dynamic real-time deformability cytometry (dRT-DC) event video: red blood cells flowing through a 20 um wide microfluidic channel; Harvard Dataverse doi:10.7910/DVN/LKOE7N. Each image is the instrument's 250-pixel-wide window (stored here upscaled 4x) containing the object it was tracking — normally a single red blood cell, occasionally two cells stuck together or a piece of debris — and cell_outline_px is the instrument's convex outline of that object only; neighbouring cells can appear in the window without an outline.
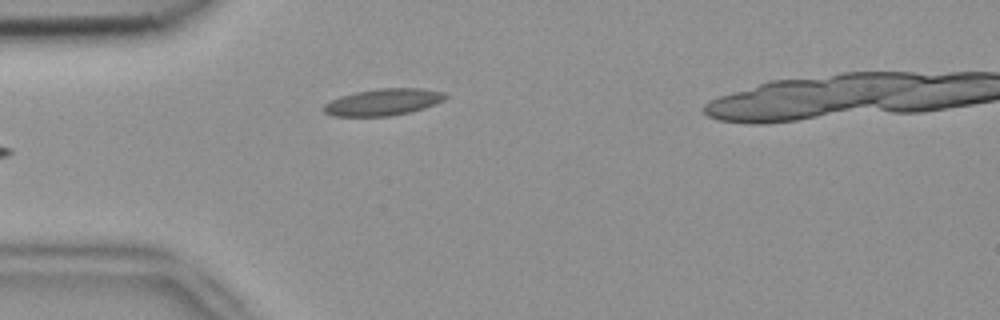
{"species": "common noctule bat (a hibernating species)", "species_latin": "Nyctalus noctula", "temperature_condition": "room temperature", "stored_images_in_passage": 2, "camera_frame_rate_fps": 3000, "um_per_image_px": 0.085, "animal": {"sex": "female", "body_mass_g": 18.4}, "frame": {"image": 1, "passage_image": 1, "time_ms": 0.0, "image_size_px": [1000, 320], "cell_outline_px": [[448, 96], [444, 100], [436, 104], [412, 112], [388, 116], [332, 116], [324, 112], [320, 108], [324, 104], [340, 96], [356, 92], [380, 88], [424, 88], [444, 92]], "centroid_in_image_um": [32.58, 8.68], "position_along_channel_um": 52.4, "area_um2": 19.13}}